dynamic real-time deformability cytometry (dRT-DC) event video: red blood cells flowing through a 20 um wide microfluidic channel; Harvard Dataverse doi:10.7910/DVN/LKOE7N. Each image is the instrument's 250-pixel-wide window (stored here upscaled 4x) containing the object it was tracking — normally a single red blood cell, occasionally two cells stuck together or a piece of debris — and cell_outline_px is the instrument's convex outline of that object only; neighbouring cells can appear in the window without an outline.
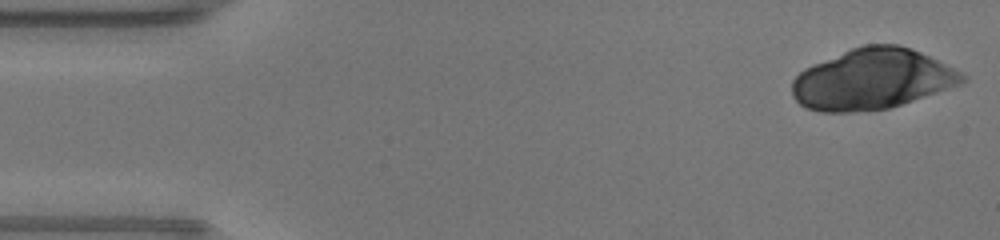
{"species": "human", "species_latin": "Homo sapiens", "temperature_condition": "warm", "stored_images_in_passage": 21, "camera_frame_rate_fps": 3000, "um_per_image_px": 0.085, "donor": {"sex": "male"}, "frame": {"image": 1, "passage_image": 1, "time_ms": 0.0, "image_size_px": [1000, 240], "cell_outline_px": [[968, 80], [960, 84], [888, 108], [852, 112], [820, 112], [804, 108], [792, 96], [792, 80], [804, 68], [812, 64], [852, 48], [864, 44], [896, 44], [920, 52], [968, 76]], "centroid_in_image_um": [74.08, 6.73], "position_along_channel_um": 10.9, "area_um2": 59.65}}
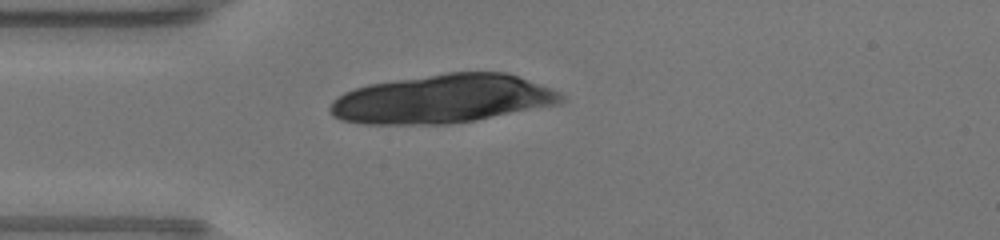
{"frame": {"image": 2, "passage_image": 11, "time_ms": 3.333, "image_size_px": [1000, 240], "cell_outline_px": [[568, 100], [560, 104], [476, 120], [448, 124], [364, 124], [340, 120], [332, 116], [328, 108], [332, 100], [344, 92], [368, 84], [448, 72], [504, 72], [516, 76], [560, 92]], "centroid_in_image_um": [37.6, 8.42], "position_along_channel_um": 47.4, "area_um2": 65.55}}